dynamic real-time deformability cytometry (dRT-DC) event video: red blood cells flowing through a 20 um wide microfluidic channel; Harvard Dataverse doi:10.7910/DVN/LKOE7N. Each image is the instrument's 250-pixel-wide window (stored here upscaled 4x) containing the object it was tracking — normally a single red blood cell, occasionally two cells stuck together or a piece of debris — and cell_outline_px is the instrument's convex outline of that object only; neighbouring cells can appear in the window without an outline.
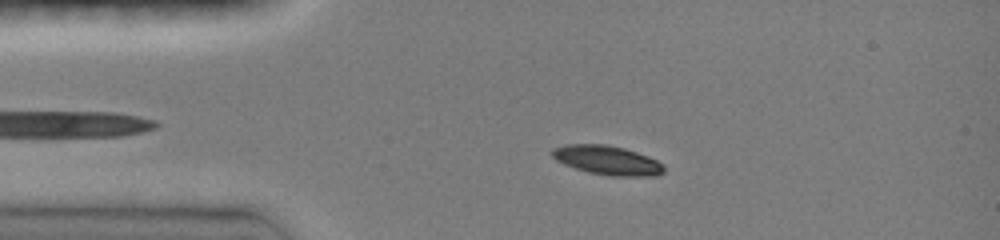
{"species": "common noctule bat (a hibernating species)", "species_latin": "Nyctalus noctula", "temperature_condition": "room temperature", "stored_images_in_passage": 45, "camera_frame_rate_fps": 3000, "um_per_image_px": 0.085, "animal": {"sex": "female", "body_mass_g": 19.0, "forearm_length_mm": 51.5}, "frame": {"image": 1, "passage_image": 9, "time_ms": 2.667, "image_size_px": [1000, 240], "cell_outline_px": [[664, 172], [656, 176], [612, 176], [588, 172], [564, 164], [556, 160], [552, 156], [552, 148], [564, 144], [608, 144], [624, 148], [648, 156], [664, 164]], "centroid_in_image_um": [51.62, 13.61], "position_along_channel_um": 33.4, "area_um2": 19.07}}
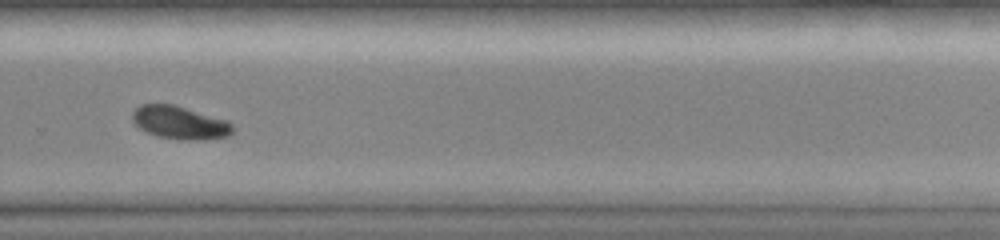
{"frame": {"image": 2, "passage_image": 32, "time_ms": 10.333, "image_size_px": [1000, 240], "cell_outline_px": [[232, 132], [228, 136], [204, 140], [180, 140], [156, 136], [140, 128], [132, 120], [132, 112], [140, 104], [172, 104], [228, 120], [232, 124]], "centroid_in_image_um": [15.28, 10.43], "position_along_channel_um": 314.5, "area_um2": 19.31}}
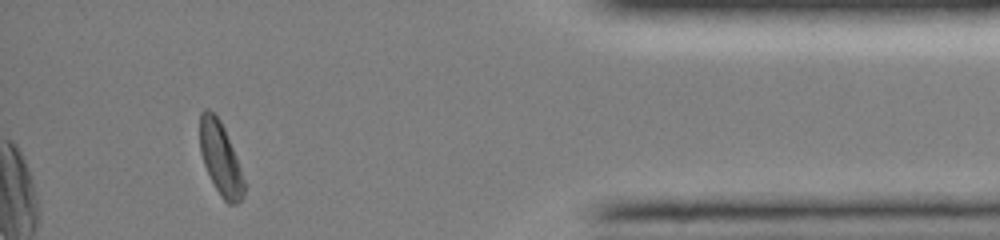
{"frame": {"image": 3, "passage_image": 42, "time_ms": 13.667, "image_size_px": [1000, 240], "cell_outline_px": [[244, 196], [236, 204], [228, 204], [220, 196], [204, 164], [200, 152], [200, 112], [204, 108], [208, 108], [220, 120], [224, 128], [236, 156], [244, 180]], "centroid_in_image_um": [18.73, 13.47], "position_along_channel_um": 416.5, "area_um2": 18.5}, "authors_computed_cell_mechanics": {"area_um2": 19.3052, "velocity_mm_per_s": 4.0768, "shape_relaxation_time_tau1_ms": 2.5923, "shape_relaxation_time_tau2_ms": null, "deformation_change_tau1": 0.1307, "deformation_change_tau2": null}}